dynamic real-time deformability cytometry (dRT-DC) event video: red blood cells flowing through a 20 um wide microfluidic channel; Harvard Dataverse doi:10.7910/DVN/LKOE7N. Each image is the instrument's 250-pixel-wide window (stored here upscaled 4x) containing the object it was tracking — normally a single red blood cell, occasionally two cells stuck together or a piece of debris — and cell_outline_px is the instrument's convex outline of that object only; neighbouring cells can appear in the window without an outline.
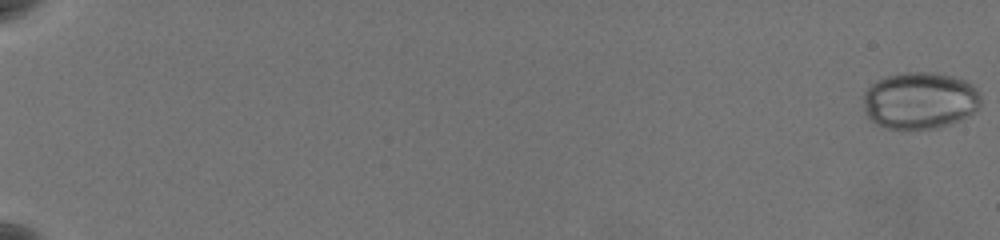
{"species": "common noctule bat (a hibernating species)", "species_latin": "Nyctalus noctula", "temperature_condition": "warm", "stored_images_in_passage": 16, "camera_frame_rate_fps": 3000, "um_per_image_px": 0.085, "animal": {"sex": "female", "body_mass_g": 19.5, "forearm_length_mm": 54.1}, "frame": {"image": 1, "passage_image": 1, "time_ms": 0.0, "image_size_px": [1000, 240], "cell_outline_px": [[980, 108], [948, 124], [936, 128], [908, 132], [884, 128], [868, 120], [864, 112], [864, 92], [876, 80], [888, 76], [904, 72], [936, 72], [956, 76], [968, 80], [980, 92]], "centroid_in_image_um": [78.16, 8.56], "position_along_channel_um": 6.8, "area_um2": 39.94}}